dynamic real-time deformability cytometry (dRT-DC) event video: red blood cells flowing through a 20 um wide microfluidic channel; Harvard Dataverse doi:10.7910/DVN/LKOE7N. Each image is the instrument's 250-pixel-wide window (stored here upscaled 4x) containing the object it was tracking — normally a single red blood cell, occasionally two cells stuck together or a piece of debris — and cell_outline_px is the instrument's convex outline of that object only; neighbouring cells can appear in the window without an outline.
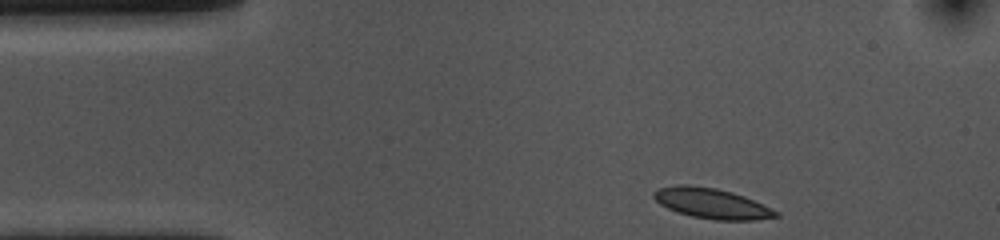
{"species": "common noctule bat (a hibernating species)", "species_latin": "Nyctalus noctula", "temperature_condition": "cold", "stored_images_in_passage": 38, "camera_frame_rate_fps": 3000, "um_per_image_px": 0.085, "animal": {"sex": "female", "body_mass_g": 10.0, "forearm_length_mm": 53.1}, "frame": {"image": 1, "passage_image": 1, "time_ms": 0.0, "image_size_px": [1000, 240], "cell_outline_px": [[780, 216], [756, 220], [716, 220], [692, 216], [676, 212], [660, 204], [652, 196], [652, 192], [660, 188], [680, 184], [688, 184], [716, 188], [732, 192], [744, 196], [780, 212]], "centroid_in_image_um": [60.5, 17.29], "position_along_channel_um": 24.5, "area_um2": 21.56}}
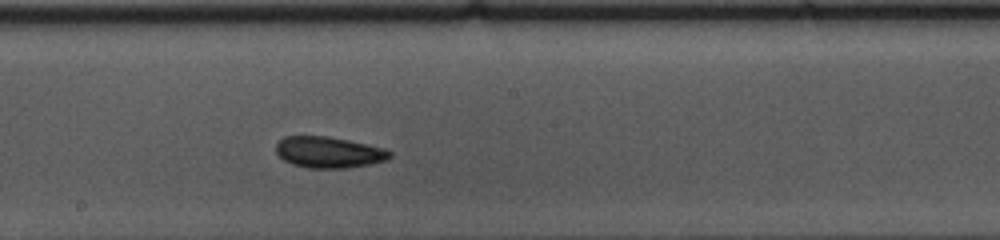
{"frame": {"image": 2, "passage_image": 22, "time_ms": 7.0, "image_size_px": [1000, 240], "cell_outline_px": [[392, 156], [388, 160], [348, 168], [308, 168], [292, 164], [284, 160], [276, 152], [276, 144], [284, 136], [328, 136], [348, 140], [384, 148], [392, 152]], "centroid_in_image_um": [27.95, 12.94], "position_along_channel_um": 220.2, "area_um2": 20.69}}
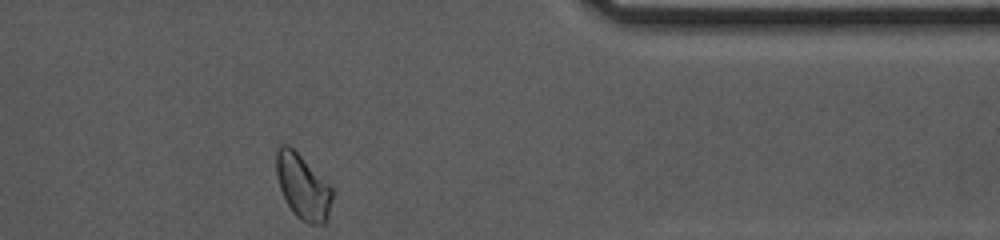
{"frame": {"image": 3, "passage_image": 38, "time_ms": 12.333, "image_size_px": [1000, 240], "cell_outline_px": [[332, 196], [328, 216], [324, 224], [308, 224], [300, 220], [292, 212], [280, 188], [276, 176], [276, 152], [280, 144], [288, 144], [332, 188]], "centroid_in_image_um": [25.71, 15.89], "position_along_channel_um": 385.7, "area_um2": 20.75}, "authors_computed_cell_mechanics": {"area_um2": 20.7502, "velocity_mm_per_s": 3.5226, "shape_relaxation_time_tau1_ms": 3.8964, "shape_relaxation_time_tau2_ms": null, "deformation_change_tau1": 0.0711, "deformation_change_tau2": null}}